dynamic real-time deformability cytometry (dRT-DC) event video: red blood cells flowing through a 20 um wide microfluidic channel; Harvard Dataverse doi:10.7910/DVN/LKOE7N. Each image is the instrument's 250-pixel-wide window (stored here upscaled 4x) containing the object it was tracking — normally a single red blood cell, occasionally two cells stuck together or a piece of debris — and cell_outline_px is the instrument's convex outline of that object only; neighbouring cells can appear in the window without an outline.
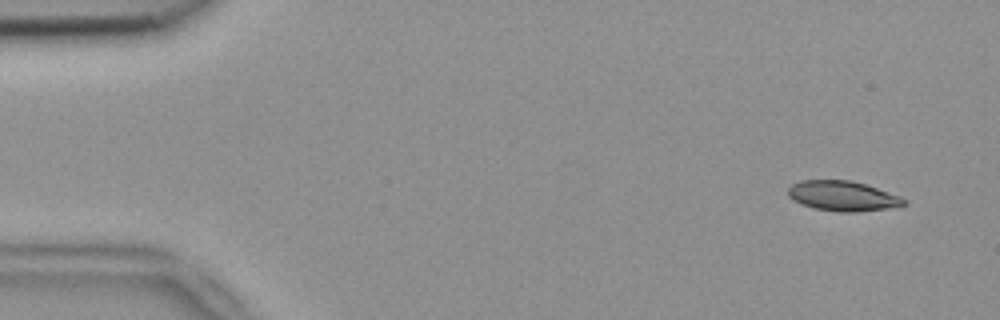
{"species": "common noctule bat (a hibernating species)", "species_latin": "Nyctalus noctula", "temperature_condition": "room temperature", "stored_images_in_passage": 53, "camera_frame_rate_fps": 3000, "um_per_image_px": 0.085, "animal": {"sex": "female", "body_mass_g": 18.4}, "frame": {"image": 1, "passage_image": 4, "time_ms": 1.0, "image_size_px": [1000, 320], "cell_outline_px": [[908, 204], [888, 208], [856, 212], [840, 212], [816, 208], [800, 204], [792, 200], [788, 196], [788, 188], [792, 184], [800, 180], [852, 180], [900, 196], [908, 200]], "centroid_in_image_um": [71.62, 16.66], "position_along_channel_um": 13.4, "area_um2": 20.29}}
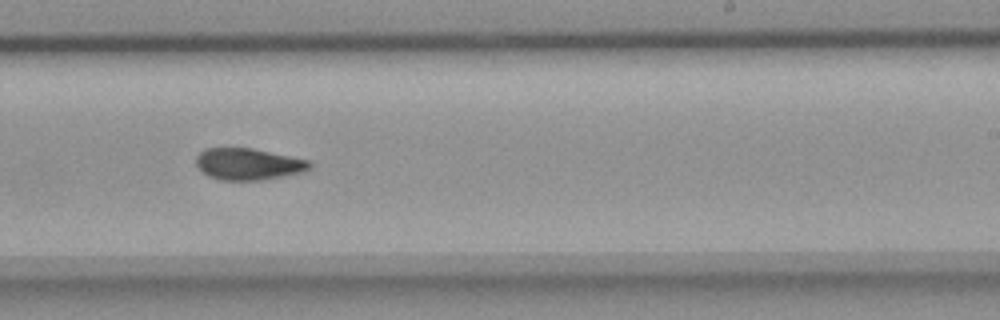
{"frame": {"image": 2, "passage_image": 33, "time_ms": 10.667, "image_size_px": [1000, 320], "cell_outline_px": [[312, 168], [304, 172], [260, 180], [220, 180], [208, 176], [196, 164], [196, 156], [204, 148], [252, 148], [308, 160], [312, 164]], "centroid_in_image_um": [21.11, 13.94], "position_along_channel_um": 267.9, "area_um2": 20.87}}
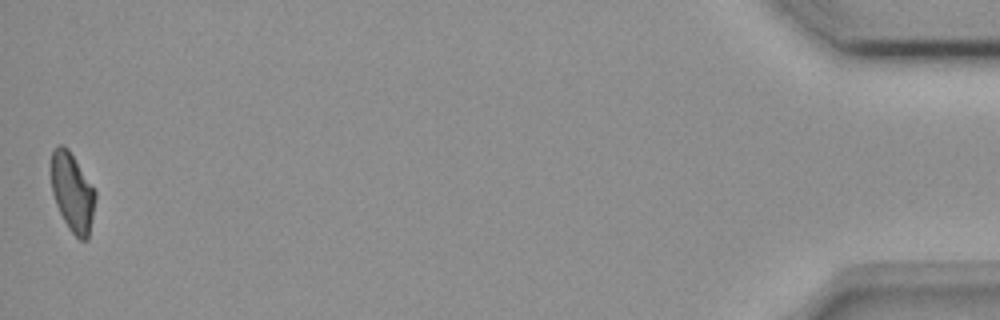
{"frame": {"image": 3, "passage_image": 53, "time_ms": 17.333, "image_size_px": [1000, 320], "cell_outline_px": [[96, 200], [88, 240], [80, 240], [68, 228], [56, 204], [52, 192], [52, 152], [60, 144], [64, 144], [68, 148], [96, 192]], "centroid_in_image_um": [6.17, 16.37], "position_along_channel_um": 429.0, "area_um2": 20.0}, "authors_computed_cell_mechanics": {"area_um2": 21.097, "velocity_mm_per_s": 3.8347, "shape_relaxation_time_tau1_ms": 4.9645, "shape_relaxation_time_tau2_ms": 4.1848, "deformation_change_tau1": 0.1384, "deformation_change_tau2": 0.0978}}